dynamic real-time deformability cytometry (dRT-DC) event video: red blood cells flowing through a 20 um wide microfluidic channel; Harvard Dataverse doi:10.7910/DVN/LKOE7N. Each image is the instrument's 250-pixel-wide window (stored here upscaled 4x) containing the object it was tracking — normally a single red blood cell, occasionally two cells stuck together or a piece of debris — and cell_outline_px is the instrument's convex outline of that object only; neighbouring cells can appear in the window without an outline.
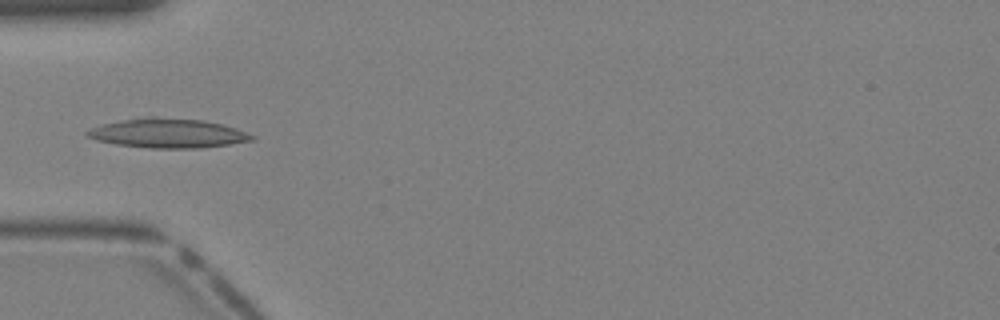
{"species": "Egyptian fruit bat (a non-hibernating species)", "species_latin": "Rousettus aegyptiacus", "temperature_condition": "warm", "stored_images_in_passage": 32, "camera_frame_rate_fps": 3000, "um_per_image_px": 0.085, "animal": {"sex": "female"}, "frame": {"image": 1, "passage_image": 9, "time_ms": 2.667, "image_size_px": [1000, 320], "cell_outline_px": [[256, 140], [200, 148], [148, 148], [116, 144], [96, 140], [88, 136], [84, 132], [92, 128], [104, 124], [120, 120], [148, 116], [156, 116], [204, 120], [236, 128], [256, 136]], "centroid_in_image_um": [14.29, 11.32], "position_along_channel_um": 70.7, "area_um2": 28.21}}
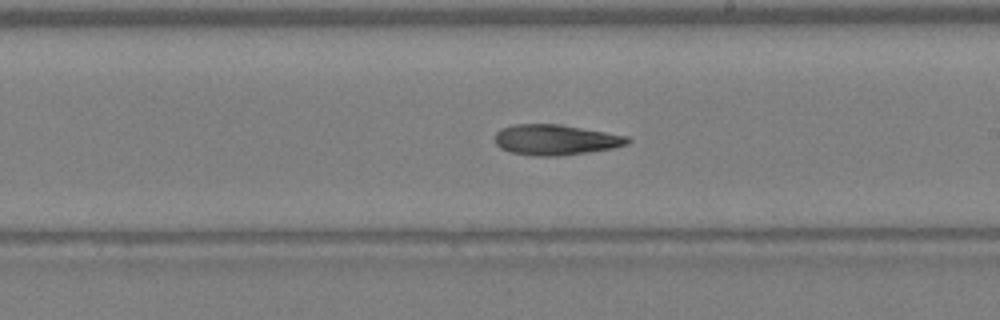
{"frame": {"image": 2, "passage_image": 19, "time_ms": 6.0, "image_size_px": [1000, 320], "cell_outline_px": [[632, 140], [628, 144], [612, 148], [588, 152], [556, 156], [536, 156], [508, 152], [500, 148], [496, 144], [496, 132], [500, 128], [516, 124], [560, 124], [628, 136]], "centroid_in_image_um": [47.21, 11.88], "position_along_channel_um": 241.8, "area_um2": 23.58}}
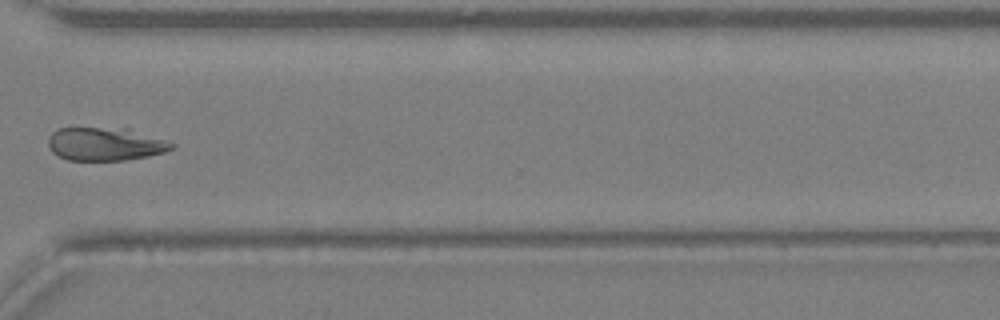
{"frame": {"image": 3, "passage_image": 26, "time_ms": 8.333, "image_size_px": [1000, 320], "cell_outline_px": [[176, 148], [164, 152], [148, 156], [124, 160], [68, 160], [52, 152], [48, 144], [48, 136], [56, 128], [128, 128], [176, 144]], "centroid_in_image_um": [8.94, 12.24], "position_along_channel_um": 361.7, "area_um2": 23.87}}